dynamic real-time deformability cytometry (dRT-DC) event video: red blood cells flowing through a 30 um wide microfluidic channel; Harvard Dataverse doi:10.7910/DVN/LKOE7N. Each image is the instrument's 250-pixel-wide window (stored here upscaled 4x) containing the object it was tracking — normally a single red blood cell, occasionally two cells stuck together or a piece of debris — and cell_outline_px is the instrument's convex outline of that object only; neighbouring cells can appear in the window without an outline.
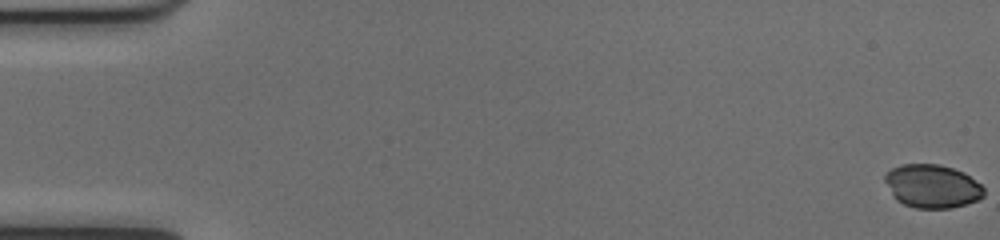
{"species": "common noctule bat (a hibernating species)", "species_latin": "Nyctalus noctula", "temperature_condition": "cold", "stored_images_in_passage": 53, "camera_frame_rate_fps": 3000, "um_per_image_px": 0.085, "animal": {"sex": "female", "body_mass_g": 17.0, "forearm_length_mm": 48.0}, "frame": {"image": 1, "passage_image": 1, "time_ms": 0.0, "image_size_px": [1000, 240], "cell_outline_px": [[984, 196], [976, 200], [952, 208], [916, 208], [904, 204], [896, 200], [892, 196], [884, 180], [884, 176], [892, 168], [900, 164], [940, 164], [964, 172], [980, 184], [984, 188]], "centroid_in_image_um": [79.22, 15.82], "position_along_channel_um": 5.8, "area_um2": 25.03}}
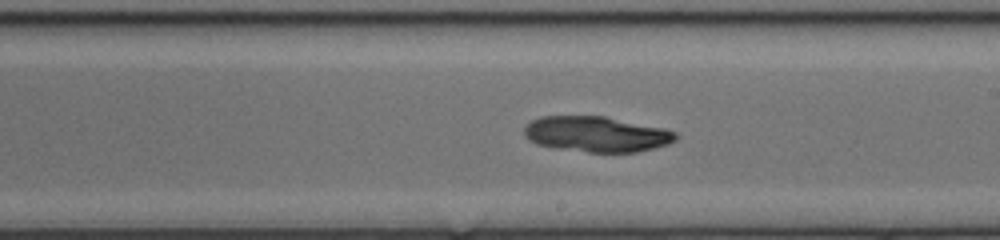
{"frame": {"image": 2, "passage_image": 31, "time_ms": 10.0, "image_size_px": [1000, 240], "cell_outline_px": [[680, 136], [676, 140], [668, 144], [636, 152], [588, 152], [556, 148], [536, 144], [528, 140], [524, 136], [524, 128], [532, 120], [540, 116], [604, 116], [664, 128], [676, 132]], "centroid_in_image_um": [50.7, 11.4], "position_along_channel_um": 238.3, "area_um2": 31.44}}
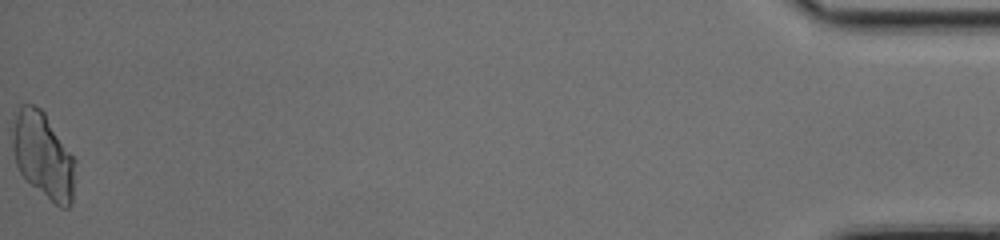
{"frame": {"image": 3, "passage_image": 53, "time_ms": 17.333, "image_size_px": [1000, 240], "cell_outline_px": [[76, 160], [72, 204], [68, 208], [60, 208], [32, 184], [20, 172], [16, 164], [12, 148], [12, 112], [20, 104], [32, 104], [40, 108], [44, 112]], "centroid_in_image_um": [3.65, 13.16], "position_along_channel_um": 431.6, "area_um2": 31.67}}